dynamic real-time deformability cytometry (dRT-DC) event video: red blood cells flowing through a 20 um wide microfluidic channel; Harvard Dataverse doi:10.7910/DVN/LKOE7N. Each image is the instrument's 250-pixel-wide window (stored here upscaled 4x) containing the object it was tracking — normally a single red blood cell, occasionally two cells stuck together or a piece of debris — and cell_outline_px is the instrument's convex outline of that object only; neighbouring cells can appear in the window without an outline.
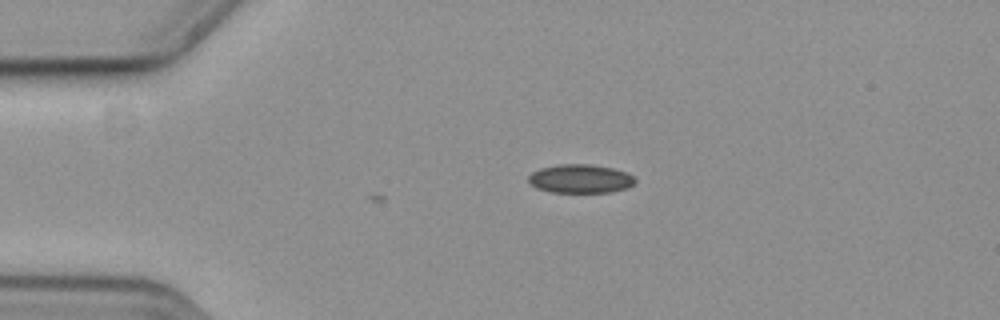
{"species": "common noctule bat (a hibernating species)", "species_latin": "Nyctalus noctula", "temperature_condition": "cold", "stored_images_in_passage": 4, "camera_frame_rate_fps": 3000, "um_per_image_px": 0.085, "animal": {"sex": "female", "body_mass_g": 19.3, "forearm_length_mm": 54.1}, "frame": {"image": 1, "passage_image": 1, "time_ms": 0.0, "image_size_px": [1000, 320], "cell_outline_px": [[636, 180], [628, 188], [612, 192], [552, 192], [536, 188], [528, 180], [528, 176], [532, 172], [540, 168], [560, 164], [592, 164], [612, 168], [628, 172]], "centroid_in_image_um": [49.34, 15.19], "position_along_channel_um": 35.7, "area_um2": 17.86}}